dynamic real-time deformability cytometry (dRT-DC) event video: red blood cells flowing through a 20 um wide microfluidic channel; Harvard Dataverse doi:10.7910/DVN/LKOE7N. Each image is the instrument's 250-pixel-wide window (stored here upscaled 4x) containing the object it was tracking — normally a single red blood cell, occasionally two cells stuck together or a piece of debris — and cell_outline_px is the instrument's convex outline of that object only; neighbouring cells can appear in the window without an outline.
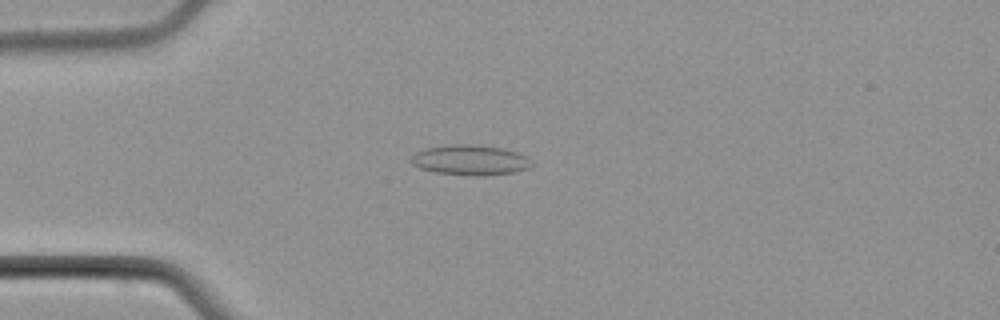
{"species": "common noctule bat (a hibernating species)", "species_latin": "Nyctalus noctula", "temperature_condition": "cold", "stored_images_in_passage": 5, "camera_frame_rate_fps": 3000, "um_per_image_px": 0.085, "animal": {"sex": "male", "body_mass_g": 21.5, "forearm_length_mm": 52.0}, "frame": {"image": 1, "passage_image": 4, "time_ms": 3.667, "image_size_px": [1000, 320], "cell_outline_px": [[532, 164], [528, 168], [512, 172], [436, 172], [420, 168], [412, 164], [408, 160], [416, 152], [424, 148], [448, 144], [476, 144], [504, 148], [516, 152], [524, 156]], "centroid_in_image_um": [39.87, 13.52], "position_along_channel_um": 45.1, "area_um2": 20.0}}